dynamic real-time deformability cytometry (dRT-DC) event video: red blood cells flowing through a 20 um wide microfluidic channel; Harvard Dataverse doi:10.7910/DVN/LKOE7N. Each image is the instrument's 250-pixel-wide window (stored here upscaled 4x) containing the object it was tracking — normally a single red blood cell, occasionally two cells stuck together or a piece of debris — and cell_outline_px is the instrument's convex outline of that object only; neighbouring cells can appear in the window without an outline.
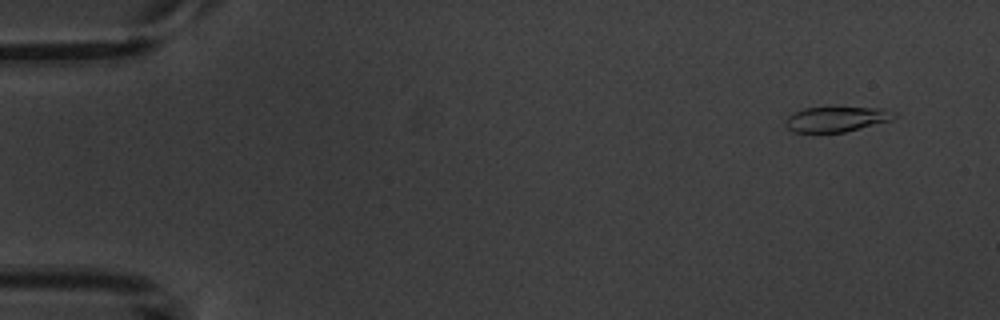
{"species": "common noctule bat (a hibernating species)", "species_latin": "Nyctalus noctula", "temperature_condition": "warm", "stored_images_in_passage": 8, "camera_frame_rate_fps": 3000, "um_per_image_px": 0.085, "animal": {"sex": "male", "body_mass_g": 20.1, "forearm_length_mm": 53.5}, "frame": {"image": 1, "passage_image": 1, "time_ms": 0.0, "image_size_px": [1000, 320], "cell_outline_px": [[896, 116], [892, 120], [844, 132], [792, 132], [784, 124], [788, 116], [792, 112], [804, 108], [888, 108], [896, 112]], "centroid_in_image_um": [71.1, 10.12], "position_along_channel_um": 13.9, "area_um2": 15.9}}
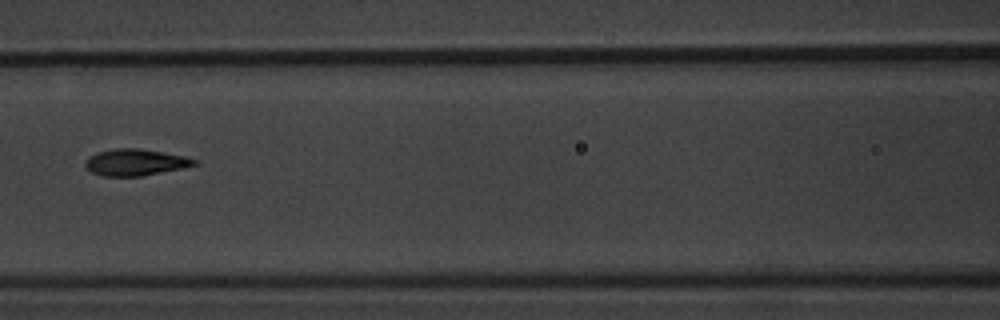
{"frame": {"image": 2, "passage_image": 7, "time_ms": 7.0, "image_size_px": [1000, 320], "cell_outline_px": [[200, 164], [184, 168], [140, 176], [104, 176], [92, 172], [84, 168], [84, 160], [88, 156], [96, 152], [112, 148], [140, 148], [184, 156], [196, 160]], "centroid_in_image_um": [11.46, 13.79], "position_along_channel_um": 155.1, "area_um2": 17.11}}
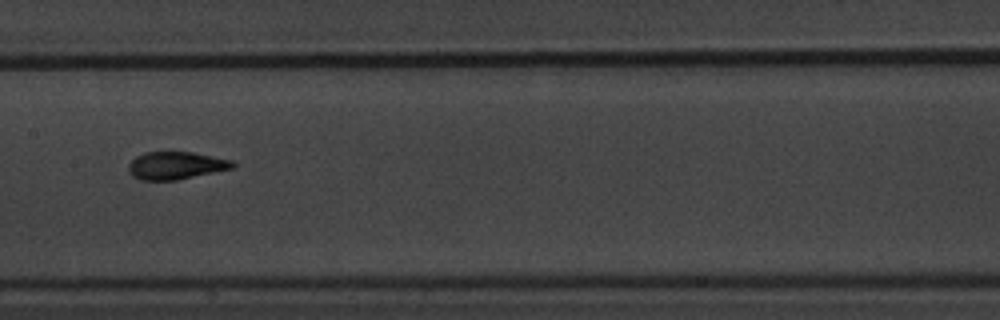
{"frame": {"image": 3, "passage_image": 8, "time_ms": 8.0, "image_size_px": [1000, 320], "cell_outline_px": [[236, 168], [176, 180], [140, 180], [132, 176], [128, 172], [128, 164], [136, 156], [144, 152], [192, 152], [232, 160], [236, 164]], "centroid_in_image_um": [14.95, 14.07], "position_along_channel_um": 192.4, "area_um2": 16.94}}